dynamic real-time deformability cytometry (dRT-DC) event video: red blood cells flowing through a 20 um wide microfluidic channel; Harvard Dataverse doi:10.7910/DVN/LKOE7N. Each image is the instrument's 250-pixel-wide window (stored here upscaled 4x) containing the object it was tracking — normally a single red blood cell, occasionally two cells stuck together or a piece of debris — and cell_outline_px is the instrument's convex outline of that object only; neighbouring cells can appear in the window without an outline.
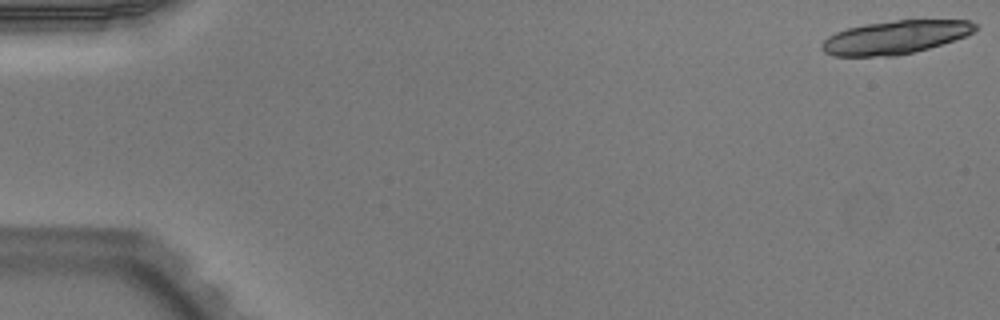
{"species": "Egyptian fruit bat (a non-hibernating species)", "species_latin": "Rousettus aegyptiacus", "temperature_condition": "warm", "stored_images_in_passage": 19, "camera_frame_rate_fps": 3000, "um_per_image_px": 0.085, "animal": {"sex": "male"}, "frame": {"image": 1, "passage_image": 1, "time_ms": 0.0, "image_size_px": [1000, 320], "cell_outline_px": [[980, 28], [964, 36], [928, 48], [896, 56], [832, 56], [824, 52], [820, 48], [820, 44], [828, 36], [836, 32], [848, 28], [864, 24], [896, 20], [968, 20], [976, 24]], "centroid_in_image_um": [76.05, 3.17], "position_along_channel_um": 8.9, "area_um2": 29.71}}